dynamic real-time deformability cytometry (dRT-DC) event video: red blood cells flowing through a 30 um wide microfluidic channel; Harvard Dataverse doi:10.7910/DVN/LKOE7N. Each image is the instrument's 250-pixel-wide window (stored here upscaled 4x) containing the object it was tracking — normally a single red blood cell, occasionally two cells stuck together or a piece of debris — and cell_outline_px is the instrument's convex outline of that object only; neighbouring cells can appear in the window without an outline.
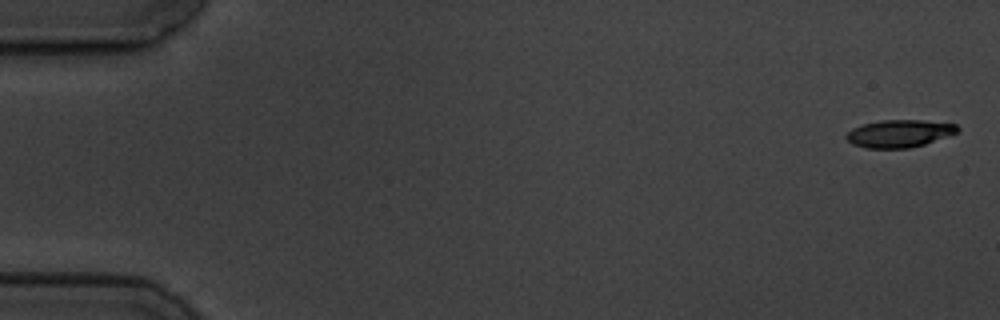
{"species": "common noctule bat (a hibernating species)", "species_latin": "Nyctalus noctula", "temperature_condition": "cold", "stored_images_in_passage": 5, "camera_frame_rate_fps": 3000, "um_per_image_px": 0.085, "animal": {"sex": "male", "body_mass_g": 19.5, "forearm_length_mm": 54.6}, "frame": {"image": 1, "passage_image": 1, "time_ms": 0.0, "image_size_px": [1000, 320], "cell_outline_px": [[960, 128], [956, 132], [924, 144], [908, 148], [864, 148], [852, 144], [844, 136], [852, 128], [864, 124], [880, 120], [920, 120], [956, 124]], "centroid_in_image_um": [76.39, 11.35], "position_along_channel_um": 8.6, "area_um2": 17.63}}
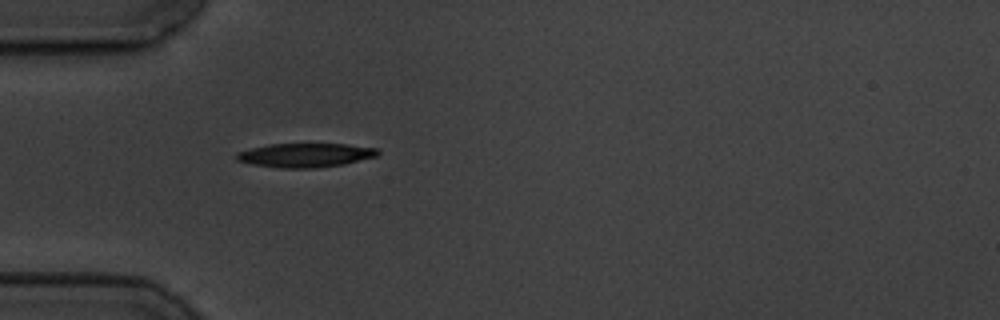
{"frame": {"image": 2, "passage_image": 5, "time_ms": 5.333, "image_size_px": [1000, 320], "cell_outline_px": [[380, 152], [376, 156], [344, 164], [316, 168], [280, 168], [252, 164], [236, 160], [236, 152], [268, 144], [344, 144], [376, 148]], "centroid_in_image_um": [25.93, 13.19], "position_along_channel_um": 59.1, "area_um2": 19.65}}